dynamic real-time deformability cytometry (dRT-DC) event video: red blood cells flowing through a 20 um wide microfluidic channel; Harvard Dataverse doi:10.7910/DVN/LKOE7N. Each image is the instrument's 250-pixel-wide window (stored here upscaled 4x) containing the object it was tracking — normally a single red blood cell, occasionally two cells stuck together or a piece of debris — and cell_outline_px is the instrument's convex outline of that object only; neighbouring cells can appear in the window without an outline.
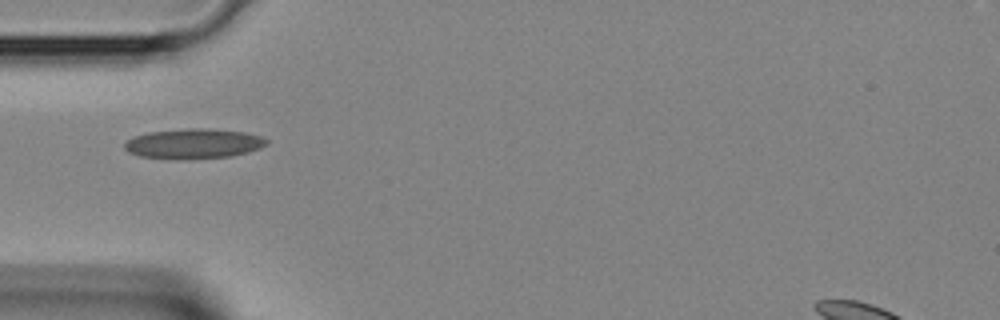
{"species": "Egyptian fruit bat (a non-hibernating species)", "species_latin": "Rousettus aegyptiacus", "temperature_condition": "room temperature", "stored_images_in_passage": 2, "camera_frame_rate_fps": 3000, "um_per_image_px": 0.085, "animal": {"sex": "female"}, "frame": {"image": 1, "passage_image": 1, "time_ms": 0.0, "image_size_px": [1000, 320], "cell_outline_px": [[268, 144], [260, 148], [248, 152], [232, 156], [188, 160], [172, 160], [140, 156], [128, 152], [124, 148], [124, 144], [128, 140], [136, 136], [148, 132], [188, 128], [204, 128], [244, 132], [260, 136], [268, 140]], "centroid_in_image_um": [16.45, 12.23], "position_along_channel_um": 68.5, "area_um2": 25.09}}
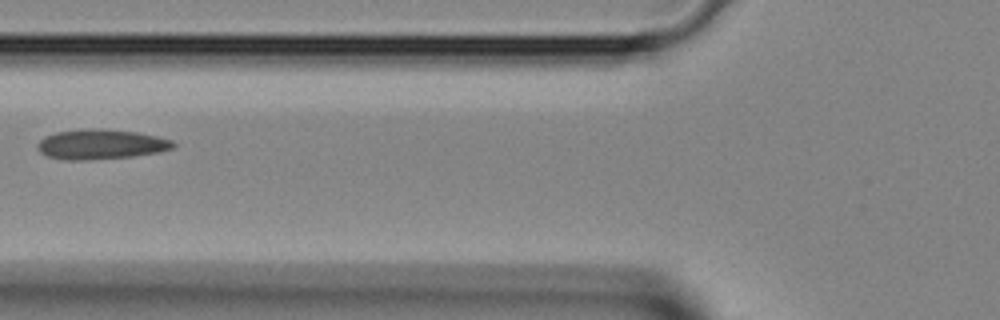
{"frame": {"image": 2, "passage_image": 2, "time_ms": 0.333, "image_size_px": [1000, 320], "cell_outline_px": [[176, 148], [160, 152], [132, 156], [88, 160], [64, 160], [48, 156], [40, 152], [36, 148], [36, 144], [44, 136], [56, 132], [92, 128], [96, 128], [136, 132], [156, 136], [172, 140], [176, 144]], "centroid_in_image_um": [8.58, 12.27], "position_along_channel_um": 117.2, "area_um2": 23.76}}